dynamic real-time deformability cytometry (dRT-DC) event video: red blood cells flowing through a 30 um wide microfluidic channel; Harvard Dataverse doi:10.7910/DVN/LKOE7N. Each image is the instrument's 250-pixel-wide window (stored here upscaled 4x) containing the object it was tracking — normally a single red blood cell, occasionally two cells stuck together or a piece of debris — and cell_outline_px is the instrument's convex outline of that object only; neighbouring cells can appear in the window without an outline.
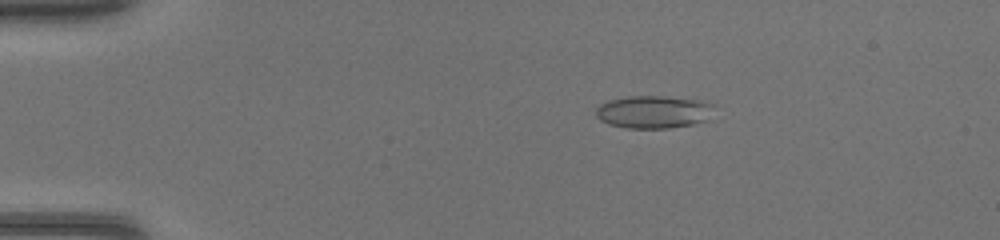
{"species": "common noctule bat (a hibernating species)", "species_latin": "Nyctalus noctula", "temperature_condition": "warm", "stored_images_in_passage": 46, "camera_frame_rate_fps": 3000, "um_per_image_px": 0.085, "animal": {"sex": "female", "body_mass_g": 17.0, "forearm_length_mm": 48.0}, "frame": {"image": 1, "passage_image": 9, "time_ms": 2.667, "image_size_px": [1000, 240], "cell_outline_px": [[716, 104], [712, 120], [692, 124], [668, 128], [628, 128], [608, 124], [600, 120], [596, 116], [596, 108], [600, 104], [608, 100], [628, 96], [664, 96], [700, 100]], "centroid_in_image_um": [55.62, 9.51], "position_along_channel_um": 29.4, "area_um2": 23.0}}
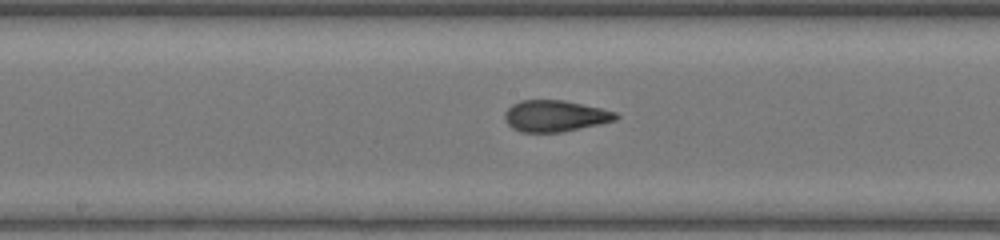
{"frame": {"image": 2, "passage_image": 25, "time_ms": 8.0, "image_size_px": [1000, 240], "cell_outline_px": [[620, 116], [616, 120], [600, 124], [560, 132], [520, 132], [512, 128], [504, 120], [504, 112], [512, 104], [520, 100], [564, 100], [600, 108], [616, 112]], "centroid_in_image_um": [47.16, 9.85], "position_along_channel_um": 201.0, "area_um2": 20.35}}
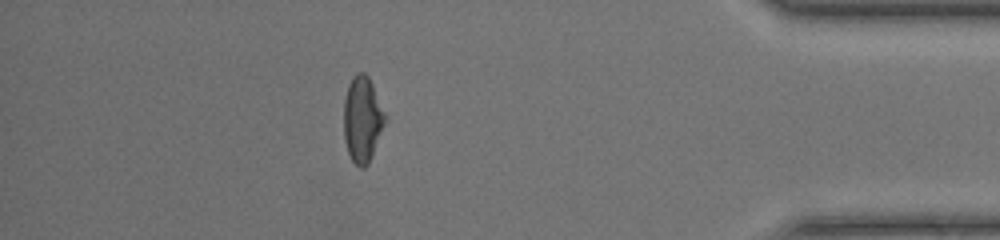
{"frame": {"image": 3, "passage_image": 41, "time_ms": 13.333, "image_size_px": [1000, 240], "cell_outline_px": [[388, 116], [372, 156], [368, 164], [364, 168], [360, 168], [352, 160], [348, 152], [344, 140], [344, 100], [348, 84], [352, 76], [356, 72], [364, 72], [368, 76]], "centroid_in_image_um": [30.81, 10.12], "position_along_channel_um": 404.4, "area_um2": 20.92}}